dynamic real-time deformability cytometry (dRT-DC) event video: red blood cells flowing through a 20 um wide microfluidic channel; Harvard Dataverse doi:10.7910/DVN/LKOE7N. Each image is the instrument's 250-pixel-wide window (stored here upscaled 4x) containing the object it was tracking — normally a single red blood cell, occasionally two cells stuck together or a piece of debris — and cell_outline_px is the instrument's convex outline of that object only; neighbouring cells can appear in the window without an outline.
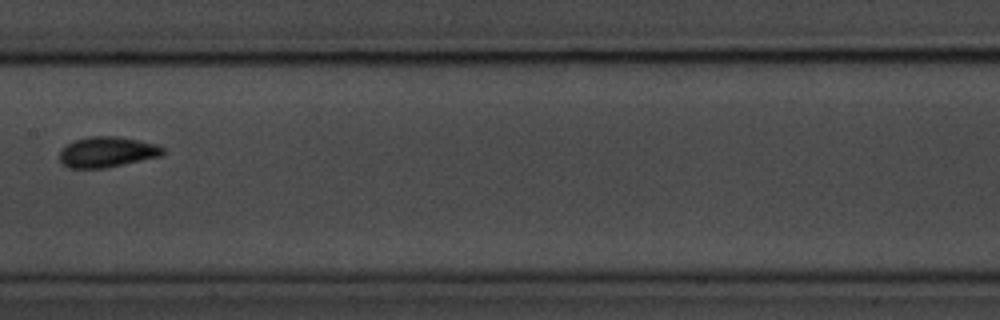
{"species": "common noctule bat (a hibernating species)", "species_latin": "Nyctalus noctula", "temperature_condition": "room temperature", "stored_images_in_passage": 9, "camera_frame_rate_fps": 3000, "um_per_image_px": 0.085, "animal": {"sex": "male", "body_mass_g": 20.1, "forearm_length_mm": 53.5}, "frame": {"image": 1, "passage_image": 9, "time_ms": 10.0, "image_size_px": [1000, 320], "cell_outline_px": [[164, 152], [160, 156], [104, 168], [68, 168], [60, 164], [60, 152], [72, 140], [88, 136], [120, 136], [156, 144], [164, 148]], "centroid_in_image_um": [9.07, 12.91], "position_along_channel_um": 198.3, "area_um2": 18.38}}